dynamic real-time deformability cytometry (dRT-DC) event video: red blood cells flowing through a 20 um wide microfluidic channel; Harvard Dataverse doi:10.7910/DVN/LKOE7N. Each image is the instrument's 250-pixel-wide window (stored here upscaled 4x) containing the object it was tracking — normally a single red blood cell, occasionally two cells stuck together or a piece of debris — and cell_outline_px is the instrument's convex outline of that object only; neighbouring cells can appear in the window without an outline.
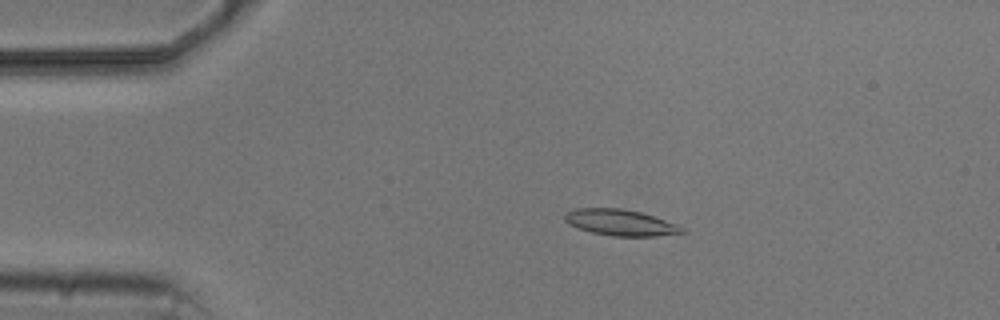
{"species": "common noctule bat (a hibernating species)", "species_latin": "Nyctalus noctula", "temperature_condition": "cold", "stored_images_in_passage": 5, "camera_frame_rate_fps": 3000, "um_per_image_px": 0.085, "animal": {"sex": "male", "body_mass_g": 20.5, "forearm_length_mm": 52.5}, "frame": {"image": 1, "passage_image": 3, "time_ms": 3.0, "image_size_px": [1000, 320], "cell_outline_px": [[688, 232], [656, 236], [612, 236], [592, 232], [568, 224], [564, 220], [564, 212], [576, 208], [620, 208], [640, 212], [676, 224], [684, 228]], "centroid_in_image_um": [52.71, 18.91], "position_along_channel_um": 32.3, "area_um2": 17.8}}
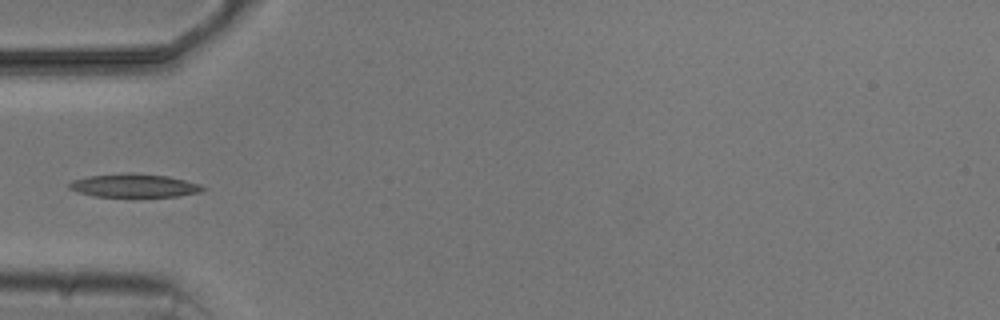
{"frame": {"image": 2, "passage_image": 5, "time_ms": 5.333, "image_size_px": [1000, 320], "cell_outline_px": [[208, 188], [200, 192], [180, 196], [96, 196], [80, 192], [68, 188], [68, 184], [72, 180], [88, 176], [128, 172], [132, 172], [168, 176], [200, 184]], "centroid_in_image_um": [11.43, 15.76], "position_along_channel_um": 73.6, "area_um2": 18.15}}